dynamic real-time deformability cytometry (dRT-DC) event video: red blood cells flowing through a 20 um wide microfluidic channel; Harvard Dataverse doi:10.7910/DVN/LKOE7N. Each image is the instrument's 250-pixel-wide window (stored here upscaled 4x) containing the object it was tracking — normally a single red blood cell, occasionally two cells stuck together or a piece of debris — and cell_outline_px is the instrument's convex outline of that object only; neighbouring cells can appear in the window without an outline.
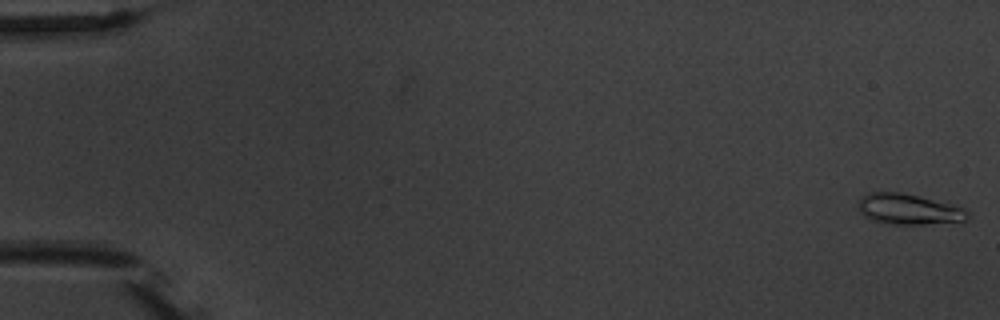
{"species": "common noctule bat (a hibernating species)", "species_latin": "Nyctalus noctula", "temperature_condition": "warm", "stored_images_in_passage": 8, "camera_frame_rate_fps": 3000, "um_per_image_px": 0.085, "animal": {"sex": "male", "body_mass_g": 20.1, "forearm_length_mm": 53.5}, "frame": {"image": 1, "passage_image": 1, "time_ms": 0.0, "image_size_px": [1000, 320], "cell_outline_px": [[972, 216], [964, 220], [920, 224], [892, 224], [872, 220], [864, 216], [860, 212], [860, 196], [868, 192], [900, 192], [964, 208]], "centroid_in_image_um": [77.19, 17.78], "position_along_channel_um": 7.8, "area_um2": 19.02}}
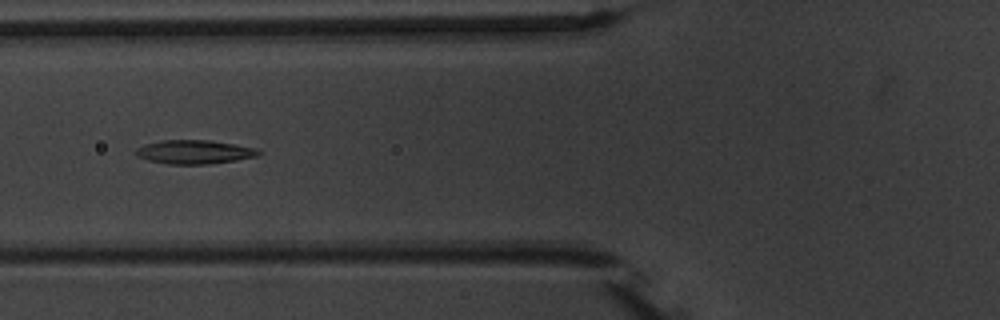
{"frame": {"image": 2, "passage_image": 7, "time_ms": 7.0, "image_size_px": [1000, 320], "cell_outline_px": [[260, 156], [236, 160], [208, 164], [168, 164], [148, 160], [136, 156], [136, 148], [144, 144], [160, 140], [208, 140], [256, 148], [260, 152]], "centroid_in_image_um": [16.49, 12.92], "position_along_channel_um": 109.3, "area_um2": 16.99}}
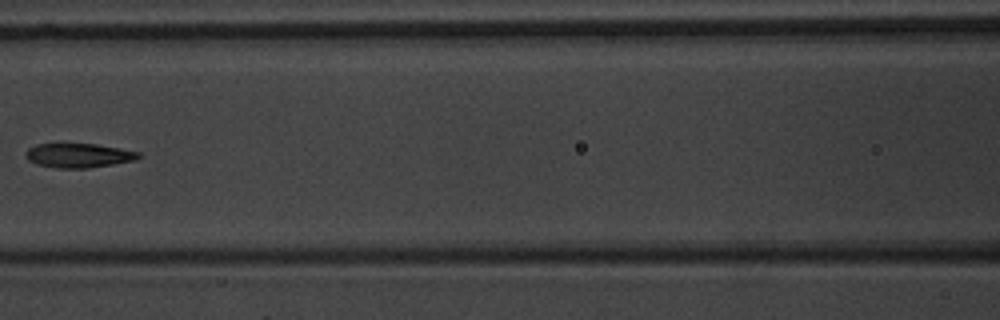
{"frame": {"image": 3, "passage_image": 8, "time_ms": 8.333, "image_size_px": [1000, 320], "cell_outline_px": [[140, 156], [136, 160], [88, 168], [56, 168], [36, 164], [28, 160], [24, 156], [24, 152], [28, 148], [36, 144], [60, 140], [64, 140], [96, 144], [120, 148], [140, 152]], "centroid_in_image_um": [6.58, 13.15], "position_along_channel_um": 160.0, "area_um2": 16.94}}